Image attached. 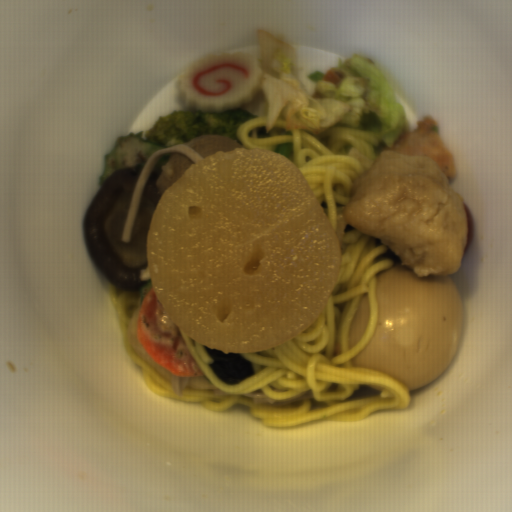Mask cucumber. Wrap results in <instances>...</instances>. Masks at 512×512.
I'll list each match as a JSON object with an SVG mask.
<instances>
[{
  "mask_svg": "<svg viewBox=\"0 0 512 512\" xmlns=\"http://www.w3.org/2000/svg\"><path fill=\"white\" fill-rule=\"evenodd\" d=\"M164 148L168 147L151 143L145 138L144 132L141 131L138 133L129 132L125 136H118L112 149L104 153V170L99 179L100 189L105 179L114 171L137 164L145 165L155 151Z\"/></svg>",
  "mask_w": 512,
  "mask_h": 512,
  "instance_id": "1",
  "label": "cucumber"
},
{
  "mask_svg": "<svg viewBox=\"0 0 512 512\" xmlns=\"http://www.w3.org/2000/svg\"><path fill=\"white\" fill-rule=\"evenodd\" d=\"M170 155H171V153L170 154H165V155H160L157 163L152 167V170H158V171L161 172L162 168L164 167V165L168 161Z\"/></svg>",
  "mask_w": 512,
  "mask_h": 512,
  "instance_id": "2",
  "label": "cucumber"
}]
</instances>
